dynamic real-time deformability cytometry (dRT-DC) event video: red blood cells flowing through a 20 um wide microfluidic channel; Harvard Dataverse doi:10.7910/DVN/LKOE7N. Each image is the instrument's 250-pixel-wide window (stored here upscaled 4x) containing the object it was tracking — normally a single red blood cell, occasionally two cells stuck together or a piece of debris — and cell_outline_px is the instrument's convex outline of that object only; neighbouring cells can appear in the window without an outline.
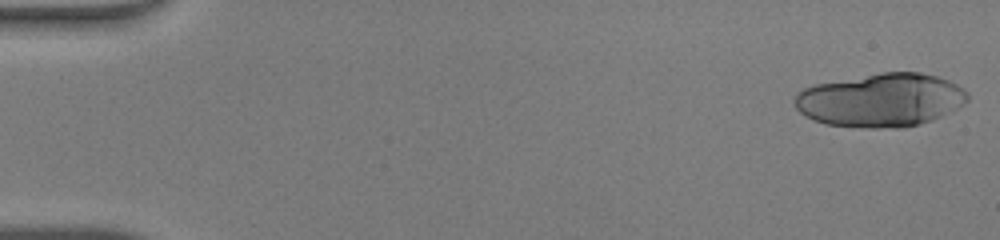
{"species": "human", "species_latin": "Homo sapiens", "temperature_condition": "warm", "stored_images_in_passage": 19, "camera_frame_rate_fps": 3000, "um_per_image_px": 0.085, "donor": {"sex": "male"}, "frame": {"image": 1, "passage_image": 1, "time_ms": 0.0, "image_size_px": [1000, 240], "cell_outline_px": [[968, 100], [964, 104], [932, 120], [920, 124], [904, 128], [868, 128], [824, 124], [812, 120], [800, 112], [796, 108], [792, 100], [796, 92], [804, 88], [816, 84], [880, 72], [920, 72], [936, 76], [948, 80], [964, 88], [968, 92]], "centroid_in_image_um": [74.85, 8.51], "position_along_channel_um": 10.2, "area_um2": 54.22}}